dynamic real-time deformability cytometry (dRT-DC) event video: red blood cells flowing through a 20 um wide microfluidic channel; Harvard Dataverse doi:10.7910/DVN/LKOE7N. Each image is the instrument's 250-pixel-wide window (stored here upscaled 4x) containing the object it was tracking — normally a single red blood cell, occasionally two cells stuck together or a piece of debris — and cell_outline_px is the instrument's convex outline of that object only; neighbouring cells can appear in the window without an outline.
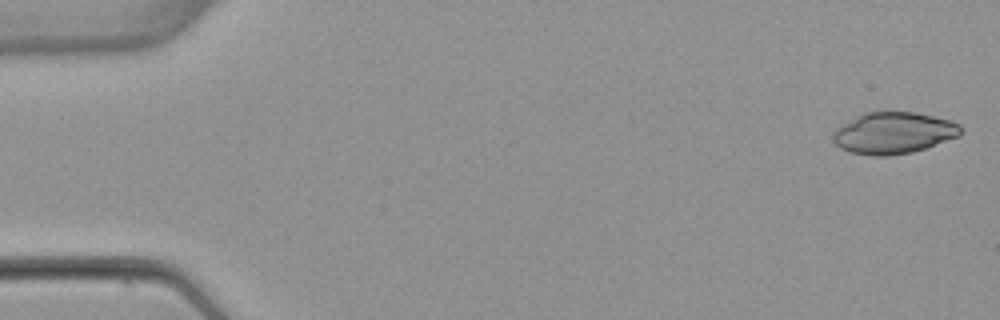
{"species": "common noctule bat (a hibernating species)", "species_latin": "Nyctalus noctula", "temperature_condition": "warm", "stored_images_in_passage": 52, "camera_frame_rate_fps": 3000, "um_per_image_px": 0.085, "animal": {"sex": "female", "body_mass_g": 22.7, "forearm_length_mm": 54.2}, "frame": {"image": 1, "passage_image": 1, "time_ms": 0.0, "image_size_px": [1000, 320], "cell_outline_px": [[964, 132], [960, 136], [912, 152], [888, 156], [872, 156], [852, 152], [840, 148], [832, 140], [832, 132], [836, 128], [856, 116], [864, 112], [916, 112], [952, 120], [960, 124], [964, 128]], "centroid_in_image_um": [75.98, 11.29], "position_along_channel_um": 9.0, "area_um2": 31.21}}
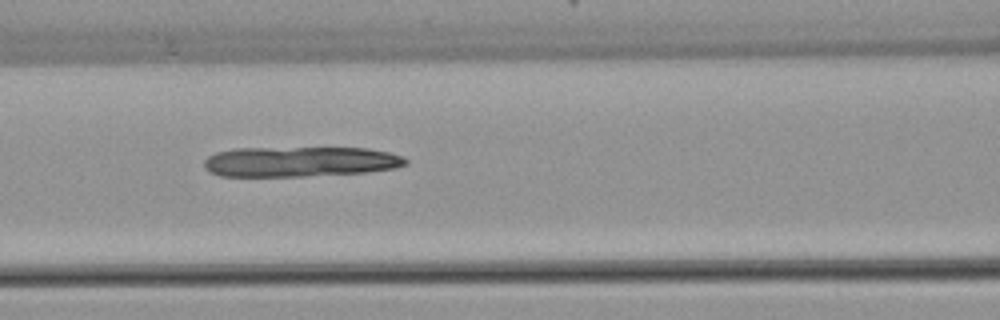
{"frame": {"image": 2, "passage_image": 22, "time_ms": 7.0, "image_size_px": [1000, 320], "cell_outline_px": [[408, 164], [396, 168], [368, 172], [308, 176], [220, 176], [208, 172], [204, 168], [204, 160], [208, 156], [216, 152], [236, 148], [368, 148], [388, 152], [404, 156], [408, 160]], "centroid_in_image_um": [25.51, 13.74], "position_along_channel_um": 141.1, "area_um2": 35.78}}
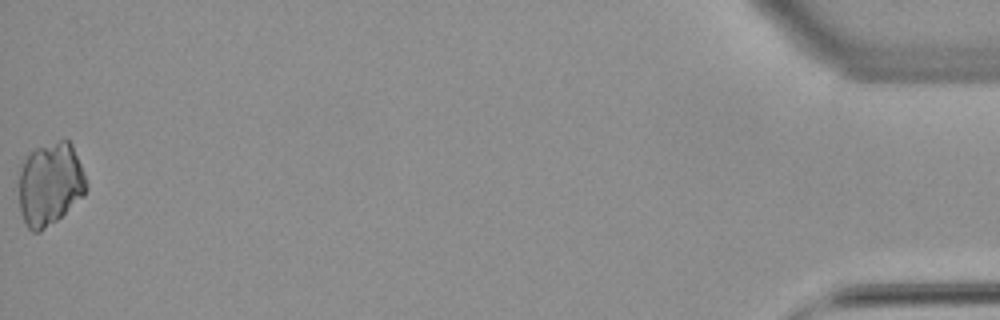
{"frame": {"image": 3, "passage_image": 52, "time_ms": 17.0, "image_size_px": [1000, 320], "cell_outline_px": [[88, 188], [84, 196], [56, 220], [40, 232], [32, 232], [28, 228], [20, 212], [16, 184], [20, 164], [36, 148], [64, 136], [72, 144], [88, 184]], "centroid_in_image_um": [4.22, 15.62], "position_along_channel_um": 431.0, "area_um2": 33.41}}